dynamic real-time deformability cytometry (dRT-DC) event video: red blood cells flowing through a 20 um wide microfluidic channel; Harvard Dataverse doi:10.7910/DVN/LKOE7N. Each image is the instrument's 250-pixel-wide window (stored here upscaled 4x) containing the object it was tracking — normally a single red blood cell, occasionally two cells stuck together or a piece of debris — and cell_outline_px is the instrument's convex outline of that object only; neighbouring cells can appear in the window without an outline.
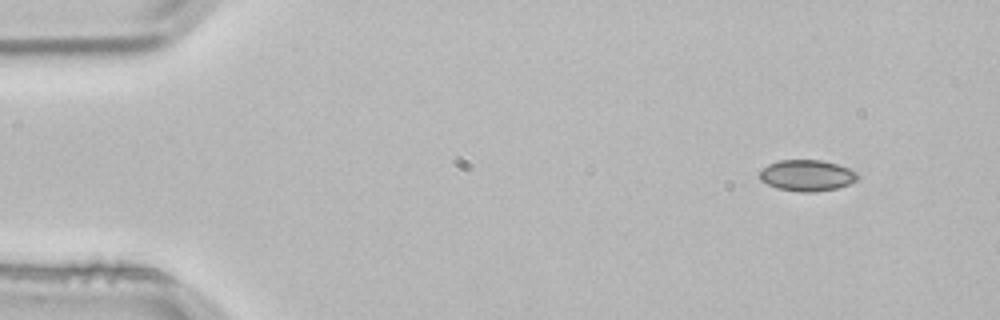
{"species": "common noctule bat (a hibernating species)", "species_latin": "Nyctalus noctula", "temperature_condition": "room temperature", "stored_images_in_passage": 3, "camera_frame_rate_fps": 3000, "um_per_image_px": 0.085, "animal": {"sex": "male", "body_mass_g": 21.5, "forearm_length_mm": 52.0}, "frame": {"image": 1, "passage_image": 1, "time_ms": 0.0, "image_size_px": [1000, 320], "cell_outline_px": [[860, 176], [856, 180], [848, 184], [836, 188], [812, 192], [800, 192], [776, 188], [760, 180], [760, 172], [768, 164], [780, 160], [820, 160], [836, 164], [848, 168], [856, 172]], "centroid_in_image_um": [68.58, 14.91], "position_along_channel_um": 16.4, "area_um2": 17.63}}
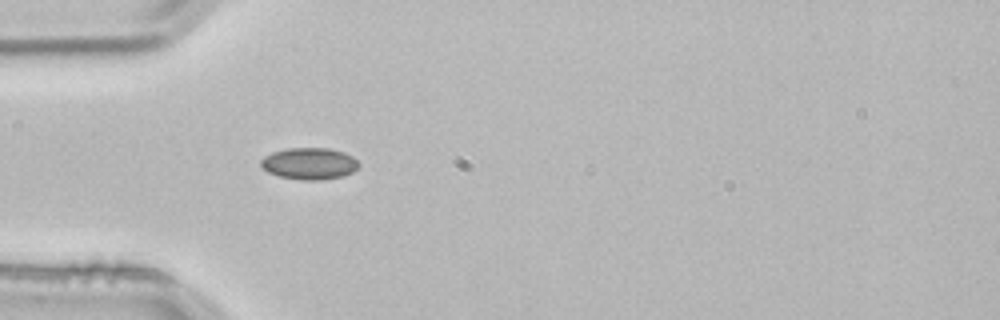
{"frame": {"image": 2, "passage_image": 3, "time_ms": 0.667, "image_size_px": [1000, 320], "cell_outline_px": [[360, 164], [352, 172], [344, 176], [320, 180], [304, 180], [280, 176], [268, 172], [260, 164], [260, 160], [264, 156], [272, 152], [288, 148], [328, 148], [344, 152], [352, 156]], "centroid_in_image_um": [26.3, 13.9], "position_along_channel_um": 58.7, "area_um2": 18.03}}